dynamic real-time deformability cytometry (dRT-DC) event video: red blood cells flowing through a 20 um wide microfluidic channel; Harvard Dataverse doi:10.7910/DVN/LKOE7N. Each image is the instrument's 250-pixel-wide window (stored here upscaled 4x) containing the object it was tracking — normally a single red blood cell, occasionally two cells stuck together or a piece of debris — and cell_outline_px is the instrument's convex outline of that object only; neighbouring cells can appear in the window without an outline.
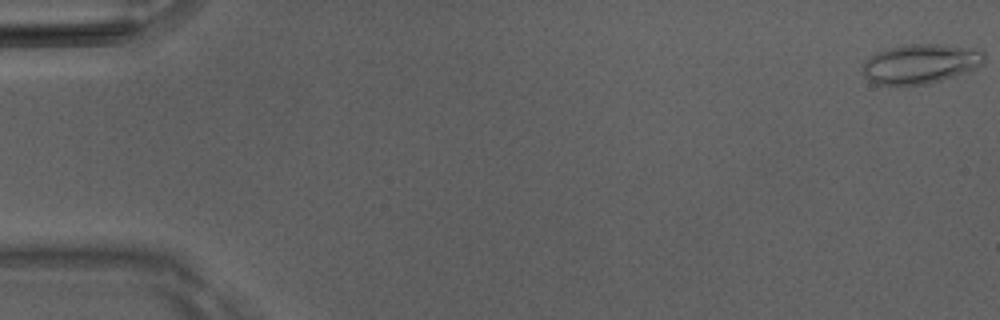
{"species": "Egyptian fruit bat (a non-hibernating species)", "species_latin": "Rousettus aegyptiacus", "temperature_condition": "room temperature", "stored_images_in_passage": 51, "camera_frame_rate_fps": 3000, "um_per_image_px": 0.085, "animal": {"sex": "male"}, "frame": {"image": 1, "passage_image": 1, "time_ms": 0.0, "image_size_px": [1000, 320], "cell_outline_px": [[984, 60], [976, 68], [968, 72], [928, 84], [876, 84], [868, 80], [860, 72], [860, 64], [864, 60], [876, 52], [908, 44], [936, 44], [980, 48], [984, 52]], "centroid_in_image_um": [78.22, 5.42], "position_along_channel_um": 6.8, "area_um2": 28.26}}
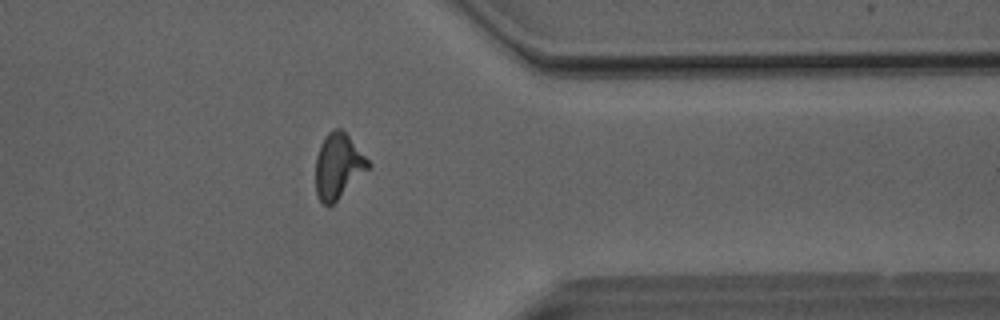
{"frame": {"image": 2, "passage_image": 41, "time_ms": 13.333, "image_size_px": [1000, 320], "cell_outline_px": [[372, 164], [328, 208], [320, 200], [316, 192], [316, 156], [320, 144], [328, 132], [332, 128], [340, 128], [348, 136]], "centroid_in_image_um": [28.71, 14.09], "position_along_channel_um": 382.7, "area_um2": 19.48}}
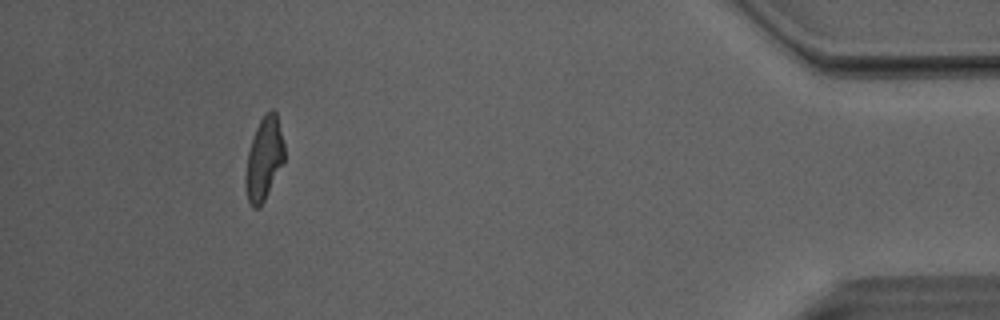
{"frame": {"image": 3, "passage_image": 47, "time_ms": 15.333, "image_size_px": [1000, 320], "cell_outline_px": [[284, 160], [260, 208], [252, 208], [248, 200], [244, 184], [244, 176], [248, 152], [256, 128], [264, 112], [272, 108], [276, 112], [284, 144]], "centroid_in_image_um": [22.42, 13.49], "position_along_channel_um": 412.8, "area_um2": 18.67}, "authors_computed_cell_mechanics": {"area_um2": 19.8254, "velocity_mm_per_s": 4.0902, "shape_relaxation_time_tau1_ms": 5.6944, "shape_relaxation_time_tau2_ms": 0.9683, "deformation_change_tau1": 0.214, "deformation_change_tau2": 0.0806}}